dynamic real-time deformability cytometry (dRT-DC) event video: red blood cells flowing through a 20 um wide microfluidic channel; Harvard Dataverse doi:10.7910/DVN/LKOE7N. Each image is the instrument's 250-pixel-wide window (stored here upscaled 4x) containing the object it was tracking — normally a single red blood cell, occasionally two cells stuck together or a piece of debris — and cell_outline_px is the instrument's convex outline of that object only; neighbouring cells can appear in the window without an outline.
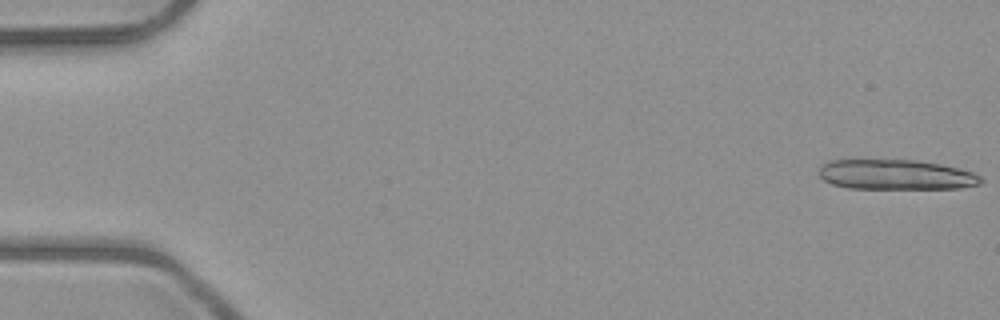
{"species": "common noctule bat (a hibernating species)", "species_latin": "Nyctalus noctula", "temperature_condition": "room temperature", "stored_images_in_passage": 6, "camera_frame_rate_fps": 3000, "um_per_image_px": 0.085, "animal": {"sex": "male", "body_mass_g": 23.1, "forearm_length_mm": 52.7}, "frame": {"image": 1, "passage_image": 1, "time_ms": 0.0, "image_size_px": [1000, 320], "cell_outline_px": [[984, 180], [980, 184], [960, 188], [848, 188], [832, 184], [824, 180], [816, 172], [820, 164], [828, 160], [916, 160], [940, 164], [960, 168], [972, 172], [980, 176]], "centroid_in_image_um": [76.11, 14.84], "position_along_channel_um": 8.9, "area_um2": 28.5}}